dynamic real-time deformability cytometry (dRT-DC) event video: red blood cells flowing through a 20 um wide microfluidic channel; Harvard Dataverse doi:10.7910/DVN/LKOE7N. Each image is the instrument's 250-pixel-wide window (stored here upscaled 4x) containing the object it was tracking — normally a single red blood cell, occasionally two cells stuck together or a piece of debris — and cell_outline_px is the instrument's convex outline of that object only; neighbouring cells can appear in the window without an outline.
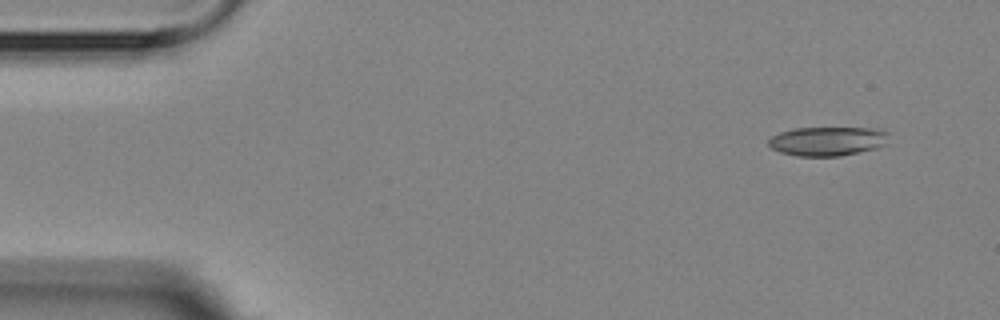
{"species": "Egyptian fruit bat (a non-hibernating species)", "species_latin": "Rousettus aegyptiacus", "temperature_condition": "room temperature", "stored_images_in_passage": 4, "camera_frame_rate_fps": 3000, "um_per_image_px": 0.085, "animal": {"sex": "female"}, "frame": {"image": 1, "passage_image": 1, "time_ms": 0.0, "image_size_px": [1000, 320], "cell_outline_px": [[888, 144], [876, 148], [840, 156], [796, 156], [780, 152], [772, 148], [768, 144], [768, 140], [772, 136], [780, 132], [792, 128], [872, 128], [888, 132]], "centroid_in_image_um": [70.34, 12.0], "position_along_channel_um": 14.7, "area_um2": 20.46}}
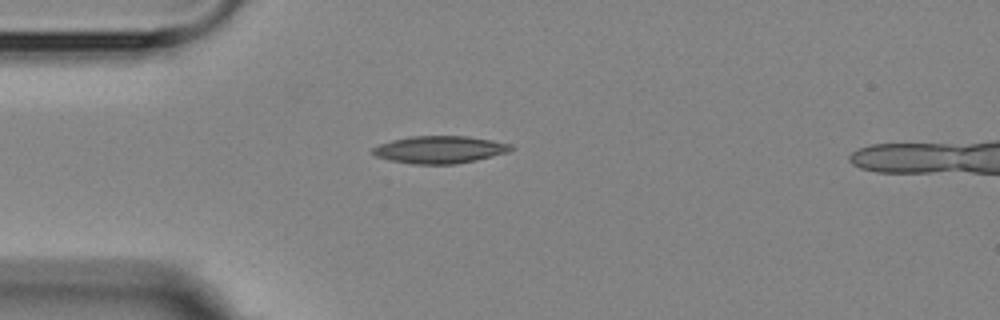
{"frame": {"image": 2, "passage_image": 4, "time_ms": 3.333, "image_size_px": [1000, 320], "cell_outline_px": [[512, 148], [508, 152], [476, 160], [452, 164], [416, 164], [392, 160], [376, 156], [372, 152], [372, 148], [380, 144], [392, 140], [412, 136], [468, 136], [492, 140], [512, 144]], "centroid_in_image_um": [37.39, 12.71], "position_along_channel_um": 47.6, "area_um2": 21.79}}